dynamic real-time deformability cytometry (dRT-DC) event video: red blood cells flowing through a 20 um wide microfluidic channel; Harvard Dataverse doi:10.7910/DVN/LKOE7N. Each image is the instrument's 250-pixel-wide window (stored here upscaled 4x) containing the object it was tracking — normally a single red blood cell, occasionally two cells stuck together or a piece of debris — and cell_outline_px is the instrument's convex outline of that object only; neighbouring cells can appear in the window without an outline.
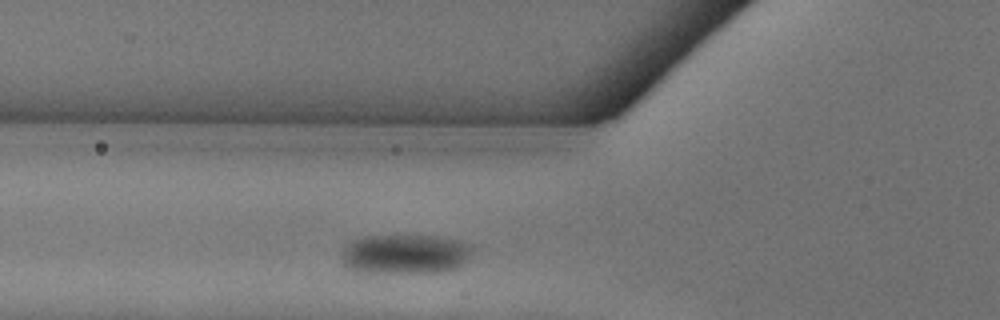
{"species": "common noctule bat (a hibernating species)", "species_latin": "Nyctalus noctula", "temperature_condition": "warm", "stored_images_in_passage": 30, "camera_frame_rate_fps": 3000, "um_per_image_px": 0.085, "animal": {"sex": "female"}, "frame": {"image": 1, "passage_image": 2, "time_ms": 0.333, "image_size_px": [1000, 320], "cell_outline_px": [[476, 248], [456, 268], [432, 272], [380, 272], [356, 268], [344, 264], [340, 256], [344, 248], [356, 240], [368, 236], [436, 236], [456, 240], [472, 244]], "centroid_in_image_um": [34.51, 21.57], "position_along_channel_um": 91.3, "area_um2": 29.19}}
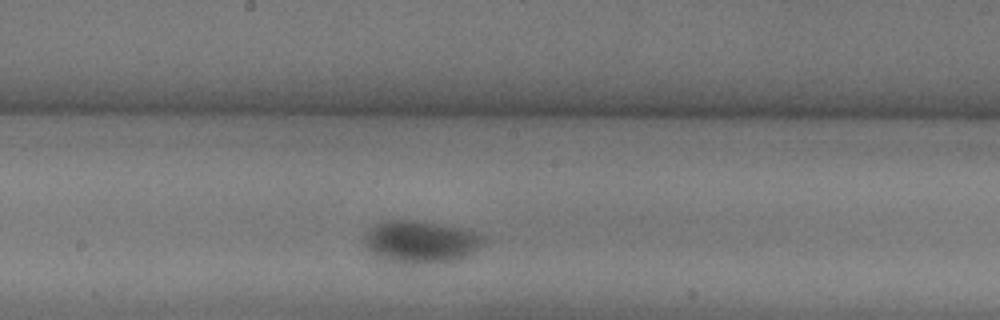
{"frame": {"image": 2, "passage_image": 11, "time_ms": 3.333, "image_size_px": [1000, 320], "cell_outline_px": [[484, 240], [468, 256], [456, 260], [428, 264], [408, 264], [388, 260], [372, 252], [364, 244], [364, 232], [368, 228], [376, 224], [388, 220], [412, 220], [460, 228], [472, 232], [480, 236]], "centroid_in_image_um": [35.69, 20.56], "position_along_channel_um": 212.5, "area_um2": 28.84}}
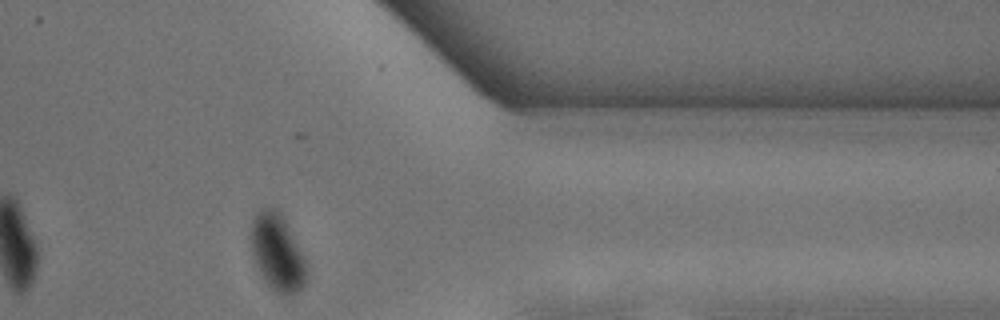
{"frame": {"image": 3, "passage_image": 25, "time_ms": 8.0, "image_size_px": [1000, 320], "cell_outline_px": [[308, 276], [304, 284], [296, 292], [288, 296], [280, 296], [268, 284], [260, 272], [256, 264], [252, 252], [248, 236], [248, 232], [252, 220], [256, 212], [260, 208], [276, 208], [284, 220], [308, 268]], "centroid_in_image_um": [23.52, 21.47], "position_along_channel_um": 387.9, "area_um2": 24.74}}